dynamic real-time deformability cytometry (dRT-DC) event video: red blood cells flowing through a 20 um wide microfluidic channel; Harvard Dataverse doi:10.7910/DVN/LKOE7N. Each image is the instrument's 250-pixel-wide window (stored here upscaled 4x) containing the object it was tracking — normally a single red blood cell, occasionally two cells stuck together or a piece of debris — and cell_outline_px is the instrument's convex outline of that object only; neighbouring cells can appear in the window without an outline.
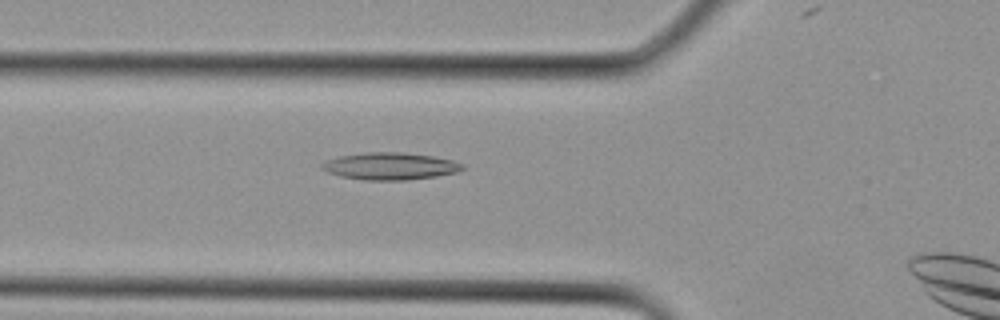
{"species": "Egyptian fruit bat (a non-hibernating species)", "species_latin": "Rousettus aegyptiacus", "temperature_condition": "cold", "stored_images_in_passage": 4, "camera_frame_rate_fps": 3000, "um_per_image_px": 0.085, "animal": {"sex": "female"}, "frame": {"image": 1, "passage_image": 3, "time_ms": 0.667, "image_size_px": [1000, 320], "cell_outline_px": [[464, 168], [456, 172], [436, 176], [408, 180], [364, 180], [340, 176], [328, 172], [320, 168], [320, 164], [324, 160], [340, 156], [364, 152], [400, 152], [432, 156], [452, 160], [464, 164]], "centroid_in_image_um": [33.12, 14.12], "position_along_channel_um": 92.7, "area_um2": 22.31}}